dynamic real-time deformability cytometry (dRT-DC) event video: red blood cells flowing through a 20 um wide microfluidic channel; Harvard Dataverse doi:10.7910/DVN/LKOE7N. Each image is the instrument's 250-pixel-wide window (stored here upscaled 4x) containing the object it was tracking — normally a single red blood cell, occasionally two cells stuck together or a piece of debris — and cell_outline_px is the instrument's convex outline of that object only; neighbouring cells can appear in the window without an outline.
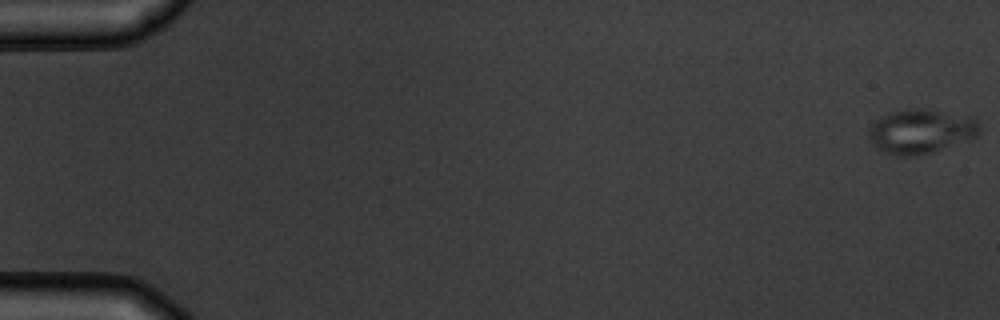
{"species": "common noctule bat (a hibernating species)", "species_latin": "Nyctalus noctula", "temperature_condition": "warm", "stored_images_in_passage": 4, "camera_frame_rate_fps": 3000, "um_per_image_px": 0.085, "animal": {"sex": "male", "body_mass_g": 19.5, "forearm_length_mm": 54.6}, "frame": {"image": 1, "passage_image": 1, "time_ms": 0.0, "image_size_px": [1000, 320], "cell_outline_px": [[980, 132], [976, 136], [968, 140], [932, 152], [912, 156], [900, 156], [884, 152], [876, 148], [872, 144], [868, 136], [868, 128], [872, 120], [880, 116], [892, 112], [916, 108], [920, 108], [972, 116], [980, 120]], "centroid_in_image_um": [78.26, 11.15], "position_along_channel_um": 6.7, "area_um2": 28.96}}